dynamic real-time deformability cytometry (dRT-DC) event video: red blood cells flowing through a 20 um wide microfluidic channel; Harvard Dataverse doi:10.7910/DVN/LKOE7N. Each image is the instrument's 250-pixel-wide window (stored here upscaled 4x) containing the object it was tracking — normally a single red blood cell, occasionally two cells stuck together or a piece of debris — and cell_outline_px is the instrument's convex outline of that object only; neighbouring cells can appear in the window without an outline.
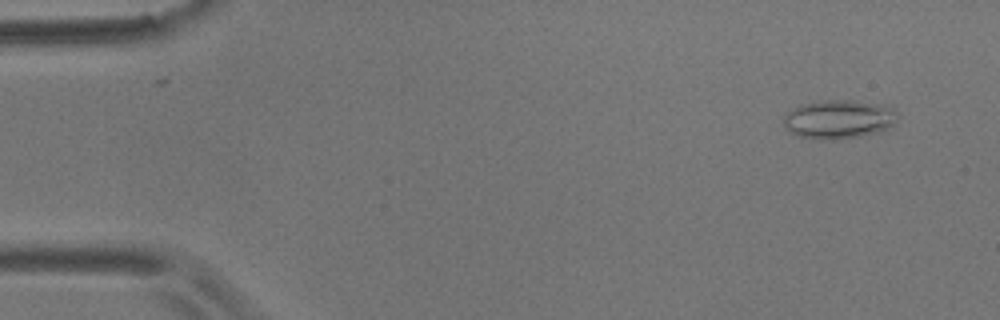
{"species": "common noctule bat (a hibernating species)", "species_latin": "Nyctalus noctula", "temperature_condition": "room temperature", "stored_images_in_passage": 10, "camera_frame_rate_fps": 3000, "um_per_image_px": 0.085, "animal": {"sex": "male", "body_mass_g": 17.9}, "frame": {"image": 1, "passage_image": 4, "time_ms": 1.0, "image_size_px": [1000, 320], "cell_outline_px": [[900, 116], [892, 128], [880, 132], [860, 136], [836, 140], [796, 136], [784, 128], [784, 112], [800, 104], [824, 100], [856, 100], [892, 104]], "centroid_in_image_um": [71.38, 10.11], "position_along_channel_um": 13.6, "area_um2": 26.76}}